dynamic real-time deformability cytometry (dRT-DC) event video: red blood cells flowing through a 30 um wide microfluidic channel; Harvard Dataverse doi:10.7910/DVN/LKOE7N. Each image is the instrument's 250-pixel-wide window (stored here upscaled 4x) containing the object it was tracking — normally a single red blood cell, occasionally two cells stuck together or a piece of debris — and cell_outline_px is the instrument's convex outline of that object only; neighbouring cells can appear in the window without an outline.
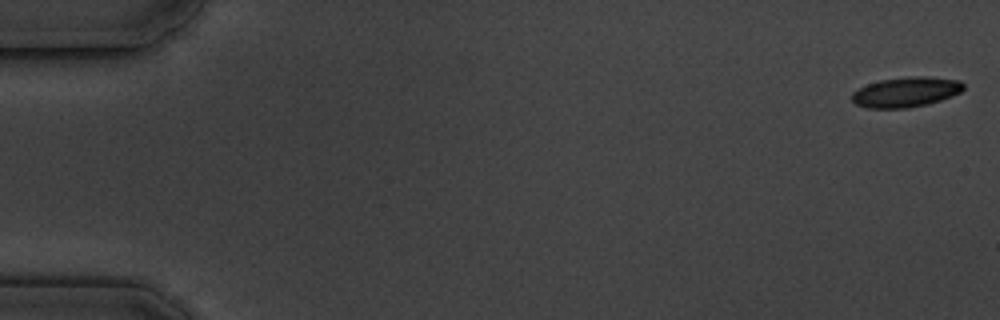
{"species": "common noctule bat (a hibernating species)", "species_latin": "Nyctalus noctula", "temperature_condition": "cold", "stored_images_in_passage": 6, "camera_frame_rate_fps": 3000, "um_per_image_px": 0.085, "animal": {"sex": "male", "body_mass_g": 19.5, "forearm_length_mm": 54.6}, "frame": {"image": 1, "passage_image": 1, "time_ms": 0.0, "image_size_px": [1000, 320], "cell_outline_px": [[964, 88], [960, 92], [952, 96], [928, 104], [908, 108], [864, 108], [856, 104], [852, 100], [852, 92], [868, 84], [880, 80], [912, 76], [928, 76], [960, 80], [964, 84]], "centroid_in_image_um": [77.02, 7.82], "position_along_channel_um": 8.0, "area_um2": 19.59}}
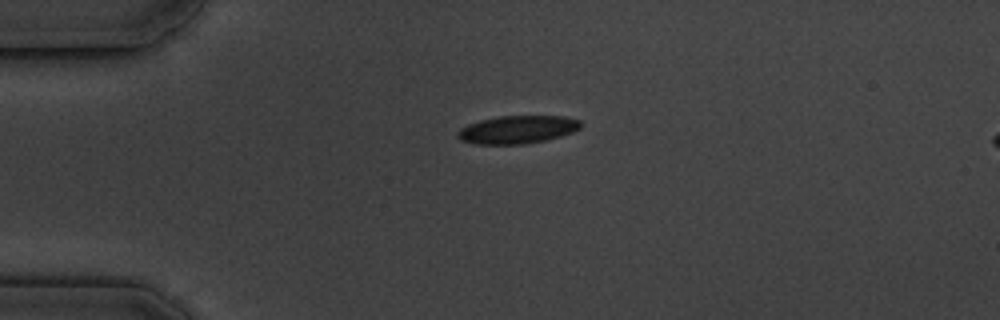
{"frame": {"image": 2, "passage_image": 4, "time_ms": 4.333, "image_size_px": [1000, 320], "cell_outline_px": [[580, 128], [572, 132], [560, 136], [544, 140], [524, 144], [472, 144], [460, 140], [456, 136], [456, 132], [460, 128], [468, 124], [480, 120], [500, 116], [568, 116], [580, 120]], "centroid_in_image_um": [43.94, 11.01], "position_along_channel_um": 41.1, "area_um2": 20.11}}